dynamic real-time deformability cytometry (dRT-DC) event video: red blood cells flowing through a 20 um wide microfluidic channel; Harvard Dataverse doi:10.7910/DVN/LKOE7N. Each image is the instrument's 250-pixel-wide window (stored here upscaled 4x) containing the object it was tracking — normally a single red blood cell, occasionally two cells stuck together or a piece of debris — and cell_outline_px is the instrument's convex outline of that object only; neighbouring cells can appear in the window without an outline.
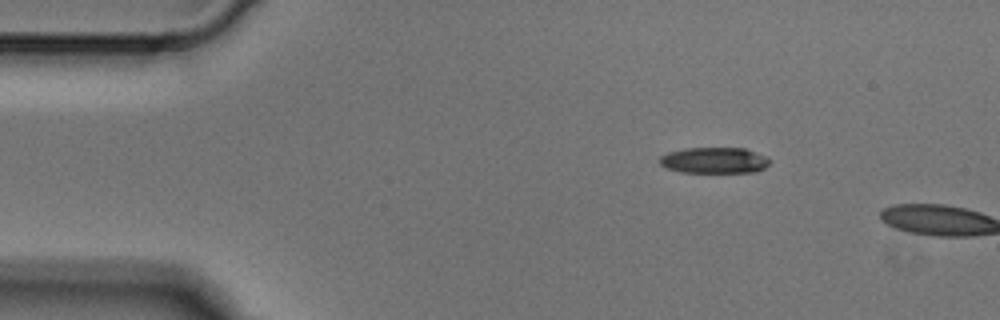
{"species": "Egyptian fruit bat (a non-hibernating species)", "species_latin": "Rousettus aegyptiacus", "temperature_condition": "cold", "stored_images_in_passage": 2, "camera_frame_rate_fps": 3000, "um_per_image_px": 0.085, "animal": {"sex": "male"}, "frame": {"image": 1, "passage_image": 1, "time_ms": 0.0, "image_size_px": [1000, 320], "cell_outline_px": [[772, 160], [764, 168], [756, 172], [680, 172], [664, 168], [660, 164], [660, 156], [668, 152], [684, 148], [744, 148], [764, 156]], "centroid_in_image_um": [60.68, 13.63], "position_along_channel_um": 24.3, "area_um2": 16.7}}